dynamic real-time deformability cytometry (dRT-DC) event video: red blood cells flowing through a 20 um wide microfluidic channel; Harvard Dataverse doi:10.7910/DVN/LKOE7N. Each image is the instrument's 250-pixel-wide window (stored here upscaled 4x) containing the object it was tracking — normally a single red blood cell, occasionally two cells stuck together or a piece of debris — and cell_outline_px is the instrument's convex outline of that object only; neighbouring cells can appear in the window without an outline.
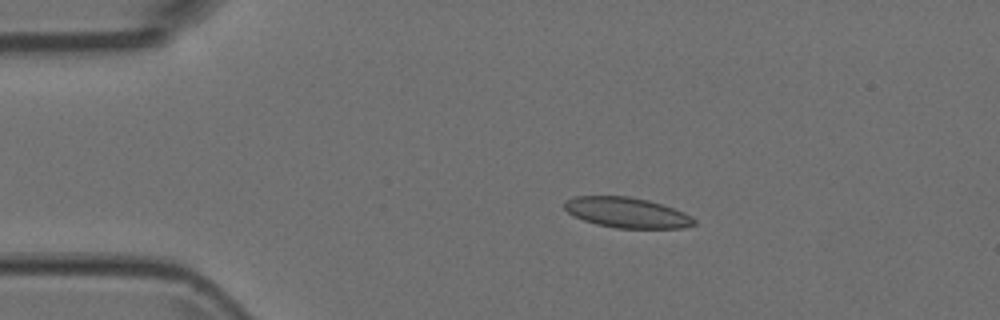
{"species": "Egyptian fruit bat (a non-hibernating species)", "species_latin": "Rousettus aegyptiacus", "temperature_condition": "room temperature", "stored_images_in_passage": 5, "camera_frame_rate_fps": 3000, "um_per_image_px": 0.085, "animal": {"sex": "female"}, "frame": {"image": 1, "passage_image": 2, "time_ms": 0.333, "image_size_px": [1000, 320], "cell_outline_px": [[696, 224], [684, 228], [616, 228], [596, 224], [572, 216], [564, 208], [564, 204], [568, 200], [576, 196], [628, 196], [648, 200], [684, 212], [692, 216], [696, 220]], "centroid_in_image_um": [53.3, 18.08], "position_along_channel_um": 31.7, "area_um2": 22.89}}
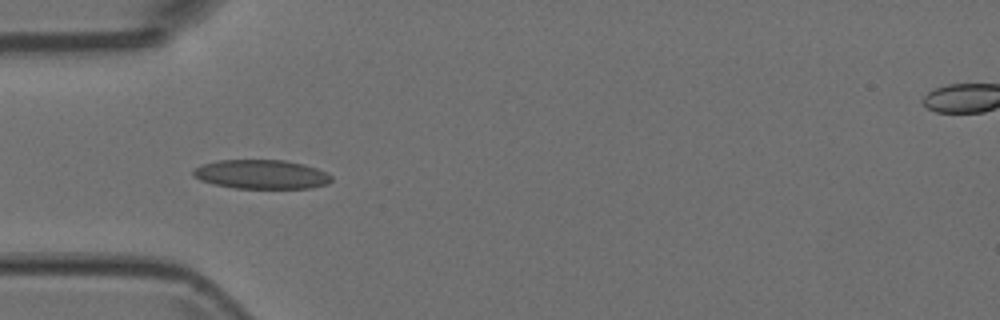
{"frame": {"image": 2, "passage_image": 4, "time_ms": 1.0, "image_size_px": [1000, 320], "cell_outline_px": [[332, 180], [328, 184], [312, 188], [232, 188], [200, 180], [192, 176], [192, 168], [204, 164], [220, 160], [284, 160], [304, 164], [316, 168], [332, 176]], "centroid_in_image_um": [22.21, 14.82], "position_along_channel_um": 62.8, "area_um2": 23.47}}
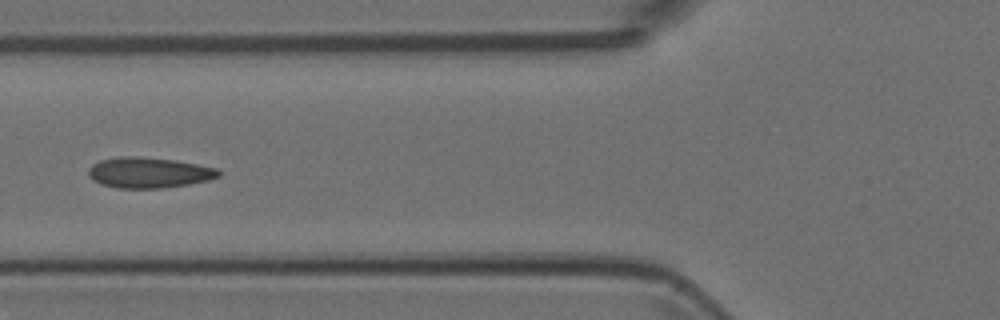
{"frame": {"image": 3, "passage_image": 5, "time_ms": 1.333, "image_size_px": [1000, 320], "cell_outline_px": [[220, 176], [208, 180], [188, 184], [164, 188], [116, 188], [100, 184], [92, 180], [88, 176], [88, 168], [92, 164], [100, 160], [120, 156], [140, 156], [176, 160], [216, 168], [220, 172]], "centroid_in_image_um": [12.6, 14.67], "position_along_channel_um": 113.2, "area_um2": 23.41}}